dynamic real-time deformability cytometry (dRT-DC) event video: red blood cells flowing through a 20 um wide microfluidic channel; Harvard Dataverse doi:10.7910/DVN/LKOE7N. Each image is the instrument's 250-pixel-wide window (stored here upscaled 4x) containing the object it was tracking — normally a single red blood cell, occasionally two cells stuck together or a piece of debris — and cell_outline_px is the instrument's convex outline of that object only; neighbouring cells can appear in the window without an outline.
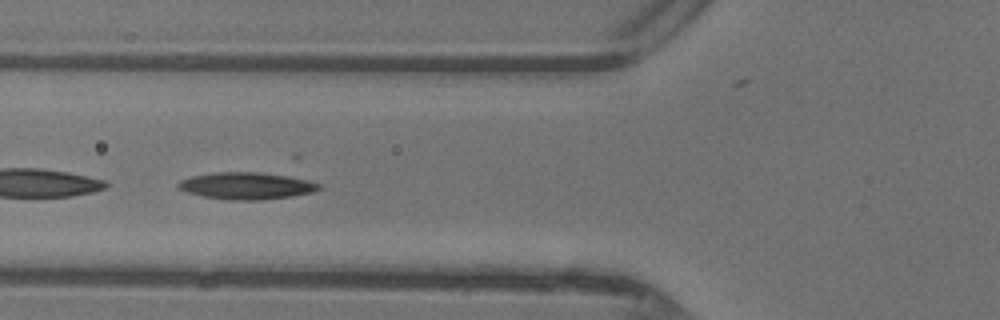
{"species": "common noctule bat (a hibernating species)", "species_latin": "Nyctalus noctula", "temperature_condition": "warm", "stored_images_in_passage": 35, "camera_frame_rate_fps": 3000, "um_per_image_px": 0.085, "animal": {"sex": "female"}, "frame": {"image": 1, "passage_image": 6, "time_ms": 1.667, "image_size_px": [1000, 320], "cell_outline_px": [[320, 188], [312, 192], [292, 196], [264, 200], [224, 200], [204, 196], [188, 192], [176, 188], [176, 184], [180, 180], [192, 176], [212, 172], [256, 172], [288, 176], [308, 180], [320, 184]], "centroid_in_image_um": [20.91, 15.8], "position_along_channel_um": 104.9, "area_um2": 22.14}}
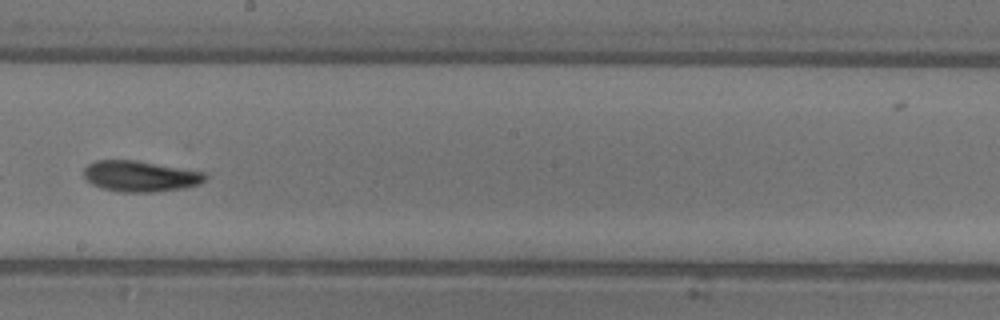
{"frame": {"image": 2, "passage_image": 15, "time_ms": 4.667, "image_size_px": [1000, 320], "cell_outline_px": [[208, 176], [200, 184], [184, 188], [152, 192], [120, 192], [100, 188], [84, 180], [84, 168], [88, 164], [96, 160], [136, 160], [204, 172]], "centroid_in_image_um": [11.89, 14.98], "position_along_channel_um": 236.3, "area_um2": 21.96}}
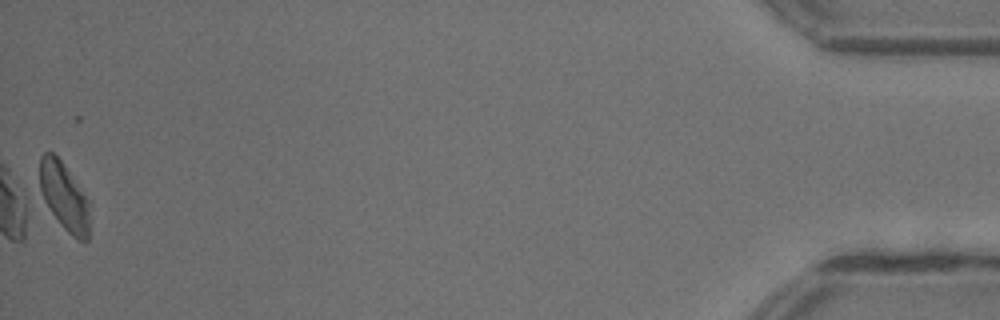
{"frame": {"image": 3, "passage_image": 35, "time_ms": 11.333, "image_size_px": [1000, 320], "cell_outline_px": [[88, 240], [84, 244], [72, 236], [60, 224], [44, 204], [40, 188], [40, 156], [44, 152], [52, 152], [60, 160], [88, 200]], "centroid_in_image_um": [5.42, 16.74], "position_along_channel_um": 429.8, "area_um2": 19.48}, "authors_computed_cell_mechanics": {"area_um2": 21.4438, "velocity_mm_per_s": 4.3894, "shape_relaxation_time_tau1_ms": 4.5893, "shape_relaxation_time_tau2_ms": 3.7172, "deformation_change_tau1": 0.176, "deformation_change_tau2": 0.1102}}